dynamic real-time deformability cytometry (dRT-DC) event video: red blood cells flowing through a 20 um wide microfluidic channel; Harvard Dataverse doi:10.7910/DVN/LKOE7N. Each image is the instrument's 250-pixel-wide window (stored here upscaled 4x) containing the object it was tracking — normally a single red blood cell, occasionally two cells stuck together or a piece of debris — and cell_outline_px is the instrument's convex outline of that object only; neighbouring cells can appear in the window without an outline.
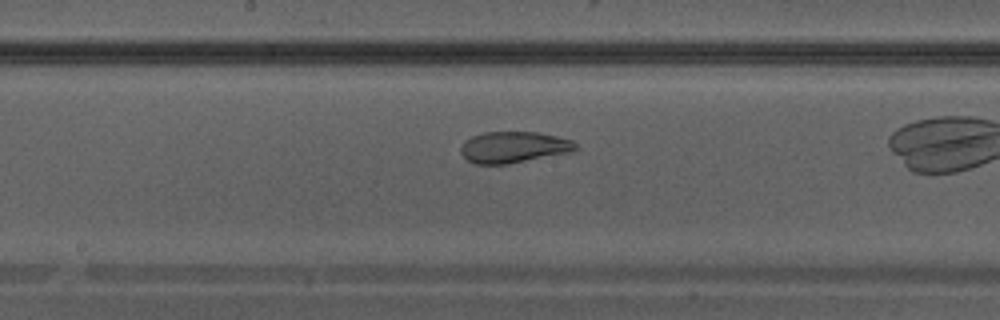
{"species": "Egyptian fruit bat (a non-hibernating species)", "species_latin": "Rousettus aegyptiacus", "temperature_condition": "warm", "stored_images_in_passage": 8, "camera_frame_rate_fps": 3000, "um_per_image_px": 0.085, "animal": {"sex": "male"}, "frame": {"image": 1, "passage_image": 8, "time_ms": 2.333, "image_size_px": [1000, 320], "cell_outline_px": [[576, 148], [572, 152], [508, 164], [476, 164], [468, 160], [460, 152], [460, 148], [464, 140], [472, 136], [484, 132], [540, 132], [572, 140], [576, 144]], "centroid_in_image_um": [43.65, 12.51], "position_along_channel_um": 204.6, "area_um2": 20.98}}